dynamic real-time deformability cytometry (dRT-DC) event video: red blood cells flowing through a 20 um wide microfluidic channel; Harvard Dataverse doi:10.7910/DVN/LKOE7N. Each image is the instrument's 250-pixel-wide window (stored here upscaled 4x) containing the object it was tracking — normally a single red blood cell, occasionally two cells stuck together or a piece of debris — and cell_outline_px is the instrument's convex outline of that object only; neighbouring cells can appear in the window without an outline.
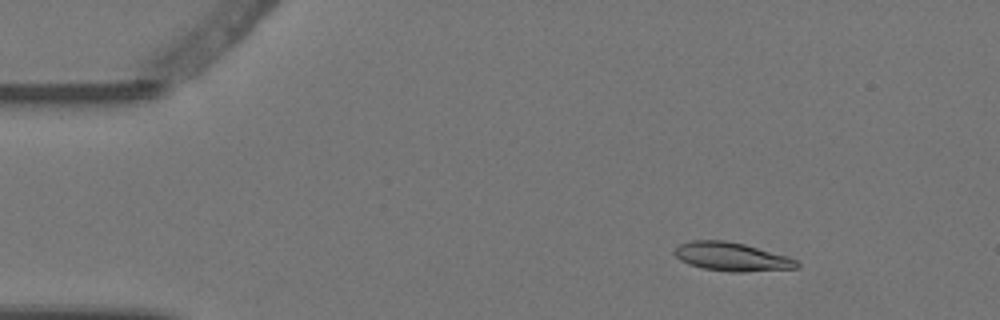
{"species": "Egyptian fruit bat (a non-hibernating species)", "species_latin": "Rousettus aegyptiacus", "temperature_condition": "warm", "stored_images_in_passage": 3, "camera_frame_rate_fps": 3000, "um_per_image_px": 0.085, "animal": {"sex": "female"}, "frame": {"image": 1, "passage_image": 1, "time_ms": 0.0, "image_size_px": [1000, 320], "cell_outline_px": [[800, 268], [744, 272], [732, 272], [704, 268], [688, 264], [680, 260], [672, 252], [680, 244], [692, 240], [724, 240], [744, 244], [788, 256], [796, 260], [800, 264]], "centroid_in_image_um": [62.21, 21.82], "position_along_channel_um": 22.8, "area_um2": 20.4}}
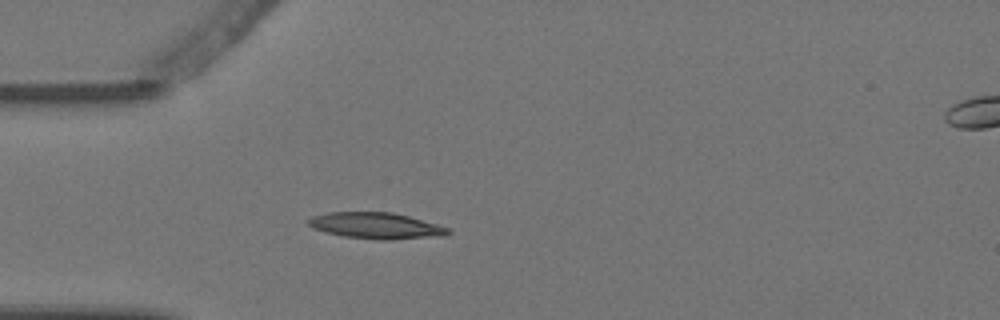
{"frame": {"image": 2, "passage_image": 3, "time_ms": 0.667, "image_size_px": [1000, 320], "cell_outline_px": [[452, 232], [444, 236], [388, 240], [376, 240], [344, 236], [324, 232], [312, 228], [308, 224], [308, 220], [312, 216], [328, 212], [392, 212], [408, 216], [452, 228]], "centroid_in_image_um": [32.0, 19.19], "position_along_channel_um": 53.0, "area_um2": 21.56}}